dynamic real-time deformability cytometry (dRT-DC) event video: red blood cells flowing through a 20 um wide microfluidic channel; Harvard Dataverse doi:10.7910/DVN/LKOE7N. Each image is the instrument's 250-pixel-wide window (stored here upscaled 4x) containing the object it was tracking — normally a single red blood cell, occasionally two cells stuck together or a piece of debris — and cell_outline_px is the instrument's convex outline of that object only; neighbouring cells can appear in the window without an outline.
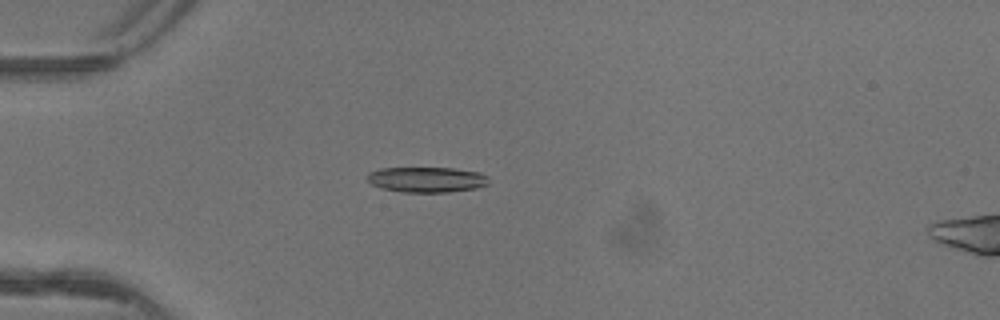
{"species": "common noctule bat (a hibernating species)", "species_latin": "Nyctalus noctula", "temperature_condition": "warm", "stored_images_in_passage": 5, "camera_frame_rate_fps": 3000, "um_per_image_px": 0.085, "animal": {"sex": "female"}, "frame": {"image": 1, "passage_image": 5, "time_ms": 1.333, "image_size_px": [1000, 320], "cell_outline_px": [[488, 184], [476, 188], [448, 192], [404, 192], [380, 188], [372, 184], [364, 176], [368, 172], [380, 168], [456, 168], [480, 172], [488, 176]], "centroid_in_image_um": [36.25, 15.26], "position_along_channel_um": 48.7, "area_um2": 18.15}}